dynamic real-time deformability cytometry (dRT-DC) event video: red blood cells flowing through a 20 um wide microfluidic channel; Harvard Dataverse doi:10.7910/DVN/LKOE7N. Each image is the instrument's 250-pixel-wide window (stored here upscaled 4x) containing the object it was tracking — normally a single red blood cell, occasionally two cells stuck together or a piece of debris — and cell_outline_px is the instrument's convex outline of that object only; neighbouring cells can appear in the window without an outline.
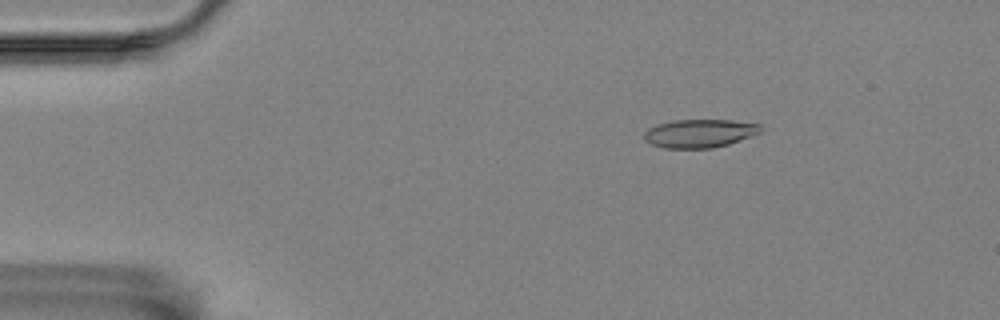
{"species": "Egyptian fruit bat (a non-hibernating species)", "species_latin": "Rousettus aegyptiacus", "temperature_condition": "room temperature", "stored_images_in_passage": 56, "camera_frame_rate_fps": 3000, "um_per_image_px": 0.085, "animal": {"sex": "female"}, "frame": {"image": 1, "passage_image": 8, "time_ms": 2.333, "image_size_px": [1000, 320], "cell_outline_px": [[760, 132], [728, 144], [712, 148], [664, 148], [652, 144], [644, 140], [644, 132], [648, 128], [656, 124], [672, 120], [732, 120], [760, 124]], "centroid_in_image_um": [59.41, 11.33], "position_along_channel_um": 25.6, "area_um2": 19.13}}
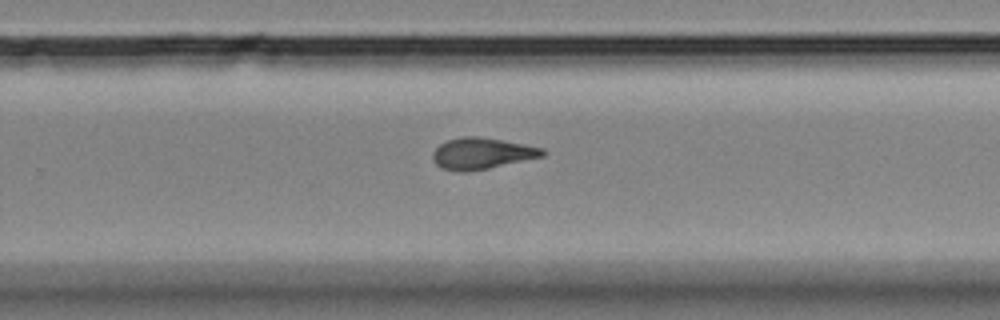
{"frame": {"image": 2, "passage_image": 36, "time_ms": 11.667, "image_size_px": [1000, 320], "cell_outline_px": [[544, 156], [488, 168], [468, 172], [456, 172], [440, 168], [432, 160], [432, 152], [440, 144], [448, 140], [460, 136], [476, 136], [524, 144], [544, 148]], "centroid_in_image_um": [40.9, 13.05], "position_along_channel_um": 288.9, "area_um2": 20.06}}
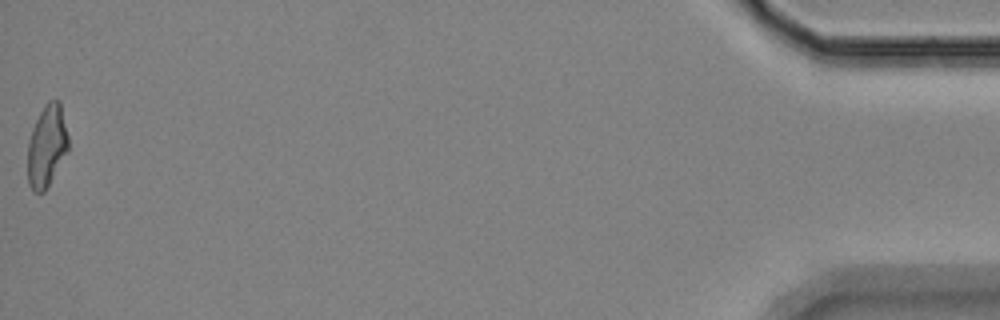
{"frame": {"image": 3, "passage_image": 56, "time_ms": 18.333, "image_size_px": [1000, 320], "cell_outline_px": [[68, 152], [44, 192], [32, 192], [28, 184], [28, 140], [32, 128], [44, 104], [48, 100], [60, 100], [68, 136]], "centroid_in_image_um": [3.98, 12.4], "position_along_channel_um": 431.2, "area_um2": 19.54}, "authors_computed_cell_mechanics": {"area_um2": 19.652, "velocity_mm_per_s": 3.5343, "shape_relaxation_time_tau1_ms": 6.2375, "shape_relaxation_time_tau2_ms": 3.1536, "deformation_change_tau1": 0.185, "deformation_change_tau2": 0.1204}}